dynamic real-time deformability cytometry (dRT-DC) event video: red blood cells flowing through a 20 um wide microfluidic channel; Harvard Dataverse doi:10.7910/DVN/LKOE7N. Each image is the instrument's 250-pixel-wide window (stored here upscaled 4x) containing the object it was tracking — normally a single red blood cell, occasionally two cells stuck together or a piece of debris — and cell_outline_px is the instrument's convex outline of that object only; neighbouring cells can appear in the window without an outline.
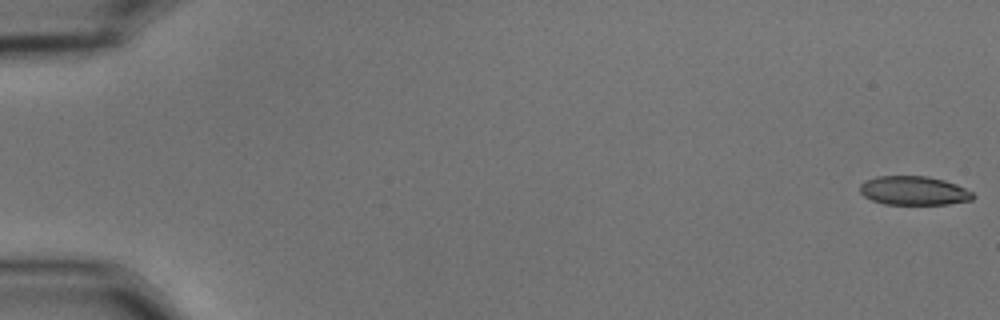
{"species": "common noctule bat (a hibernating species)", "species_latin": "Nyctalus noctula", "temperature_condition": "cold", "stored_images_in_passage": 56, "camera_frame_rate_fps": 3000, "um_per_image_px": 0.085, "animal": {"sex": "male", "body_mass_g": 15.6}, "frame": {"image": 1, "passage_image": 1, "time_ms": 0.0, "image_size_px": [1000, 320], "cell_outline_px": [[976, 196], [972, 200], [948, 204], [884, 204], [872, 200], [864, 196], [860, 192], [860, 184], [876, 176], [928, 176], [944, 180], [956, 184], [972, 192]], "centroid_in_image_um": [77.69, 16.21], "position_along_channel_um": 7.3, "area_um2": 19.02}}
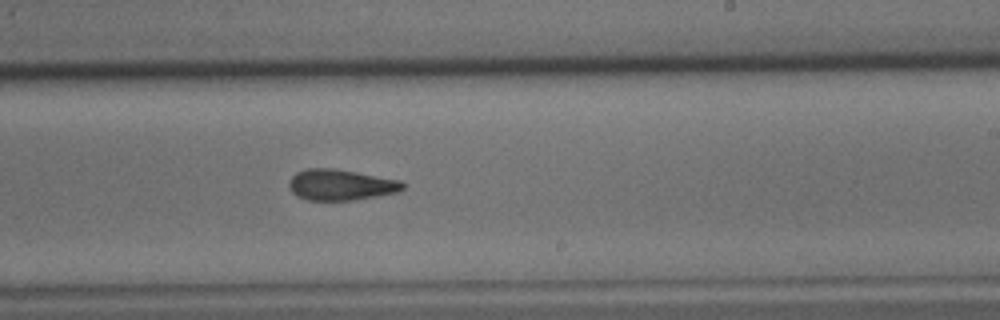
{"frame": {"image": 2, "passage_image": 35, "time_ms": 11.333, "image_size_px": [1000, 320], "cell_outline_px": [[404, 188], [400, 192], [356, 200], [308, 200], [292, 192], [288, 184], [288, 180], [296, 172], [308, 168], [332, 168], [356, 172], [400, 180], [404, 184]], "centroid_in_image_um": [28.97, 15.71], "position_along_channel_um": 260.0, "area_um2": 20.52}}
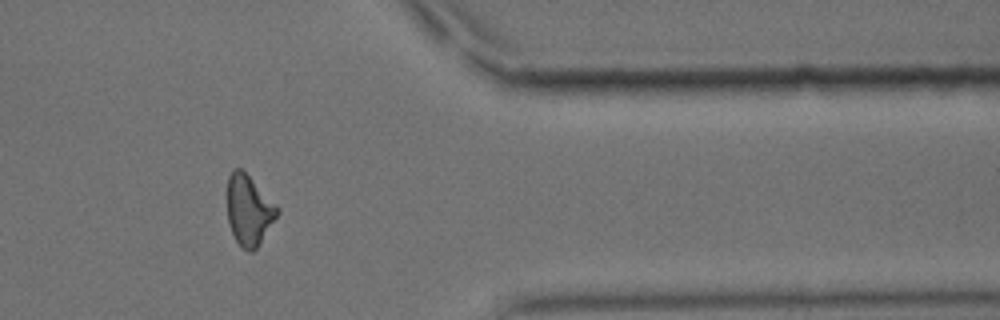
{"frame": {"image": 3, "passage_image": 47, "time_ms": 15.333, "image_size_px": [1000, 320], "cell_outline_px": [[280, 212], [256, 248], [252, 252], [248, 252], [236, 240], [228, 224], [228, 176], [232, 168], [240, 168], [280, 208]], "centroid_in_image_um": [21.15, 17.86], "position_along_channel_um": 390.2, "area_um2": 20.11}, "authors_computed_cell_mechanics": {"area_um2": 20.6635, "velocity_mm_per_s": 3.6315, "shape_relaxation_time_tau1_ms": 10.5407, "shape_relaxation_time_tau2_ms": 4.7909, "deformation_change_tau1": 0.2293, "deformation_change_tau2": 0.1478}}